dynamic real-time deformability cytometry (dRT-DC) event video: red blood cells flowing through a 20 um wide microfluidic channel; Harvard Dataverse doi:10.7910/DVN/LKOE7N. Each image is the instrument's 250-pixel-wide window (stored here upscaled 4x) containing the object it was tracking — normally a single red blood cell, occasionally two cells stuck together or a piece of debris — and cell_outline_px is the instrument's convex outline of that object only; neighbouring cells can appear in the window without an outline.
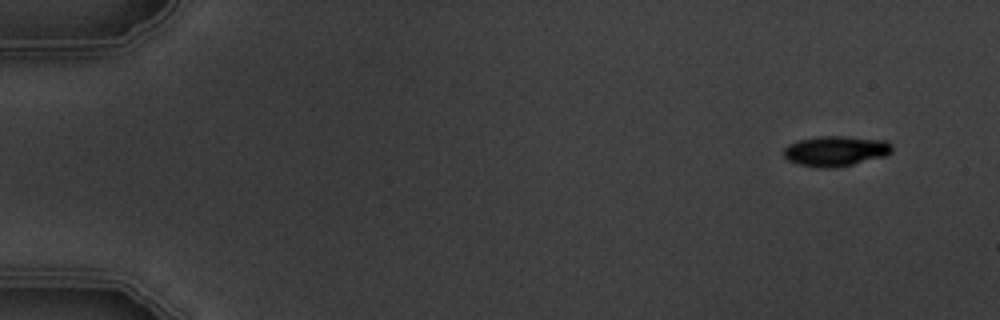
{"species": "common noctule bat (a hibernating species)", "species_latin": "Nyctalus noctula", "temperature_condition": "warm", "stored_images_in_passage": 6, "camera_frame_rate_fps": 3000, "um_per_image_px": 0.085, "animal": {"sex": "male", "body_mass_g": 19.5, "forearm_length_mm": 54.6}, "frame": {"image": 1, "passage_image": 1, "time_ms": 0.0, "image_size_px": [1000, 320], "cell_outline_px": [[892, 152], [884, 156], [836, 168], [816, 168], [796, 164], [788, 160], [784, 156], [784, 148], [788, 144], [796, 140], [820, 136], [844, 136], [888, 140], [892, 144]], "centroid_in_image_um": [71.01, 12.83], "position_along_channel_um": 14.0, "area_um2": 19.36}}
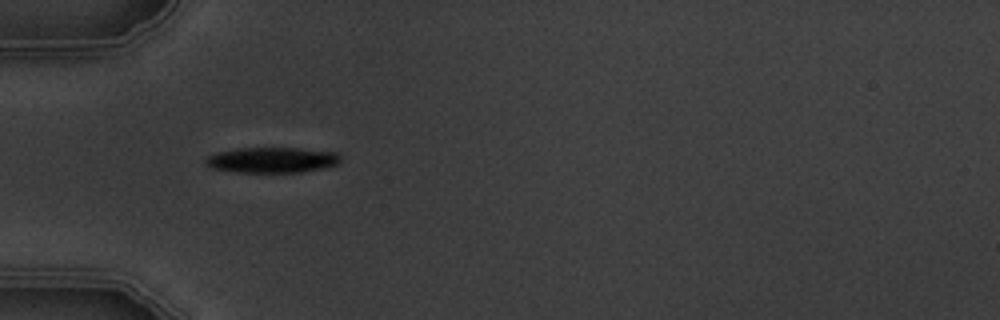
{"frame": {"image": 2, "passage_image": 5, "time_ms": 4.667, "image_size_px": [1000, 320], "cell_outline_px": [[340, 160], [336, 164], [304, 172], [240, 172], [212, 168], [204, 164], [204, 160], [208, 156], [220, 152], [236, 148], [296, 148], [336, 152], [340, 156]], "centroid_in_image_um": [23.09, 13.59], "position_along_channel_um": 61.9, "area_um2": 19.83}}